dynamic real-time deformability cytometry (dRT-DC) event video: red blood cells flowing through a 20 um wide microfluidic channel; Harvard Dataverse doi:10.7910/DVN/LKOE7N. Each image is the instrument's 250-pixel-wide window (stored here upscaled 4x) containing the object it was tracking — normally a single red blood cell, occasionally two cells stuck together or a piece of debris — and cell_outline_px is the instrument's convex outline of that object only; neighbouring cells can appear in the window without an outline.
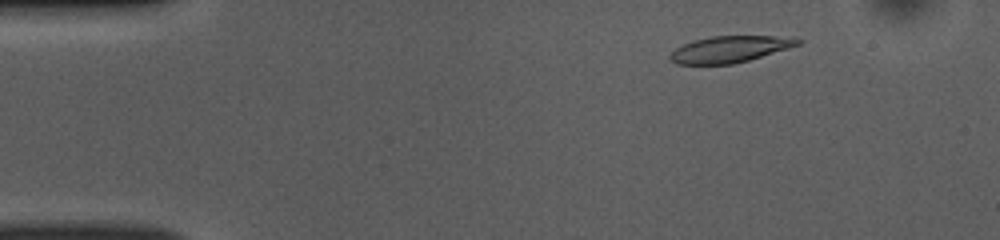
{"species": "common noctule bat (a hibernating species)", "species_latin": "Nyctalus noctula", "temperature_condition": "room temperature", "stored_images_in_passage": 49, "camera_frame_rate_fps": 3000, "um_per_image_px": 0.085, "animal": {"sex": "female", "body_mass_g": 10.0, "forearm_length_mm": 53.1}, "frame": {"image": 1, "passage_image": 5, "time_ms": 1.333, "image_size_px": [1000, 240], "cell_outline_px": [[804, 40], [800, 44], [788, 48], [748, 60], [732, 64], [676, 64], [668, 60], [668, 56], [676, 48], [692, 40], [712, 36], [772, 36]], "centroid_in_image_um": [61.96, 4.19], "position_along_channel_um": 23.0, "area_um2": 19.48}}
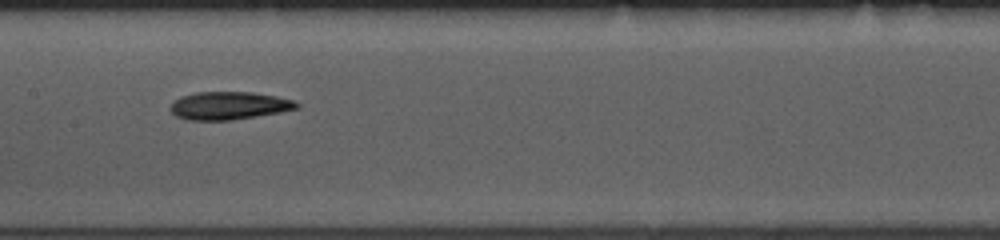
{"frame": {"image": 2, "passage_image": 23, "time_ms": 7.333, "image_size_px": [1000, 240], "cell_outline_px": [[300, 108], [280, 112], [232, 120], [188, 120], [176, 116], [168, 108], [172, 100], [180, 96], [196, 92], [252, 92], [276, 96], [296, 100], [300, 104]], "centroid_in_image_um": [19.45, 8.97], "position_along_channel_um": 188.0, "area_um2": 20.81}}
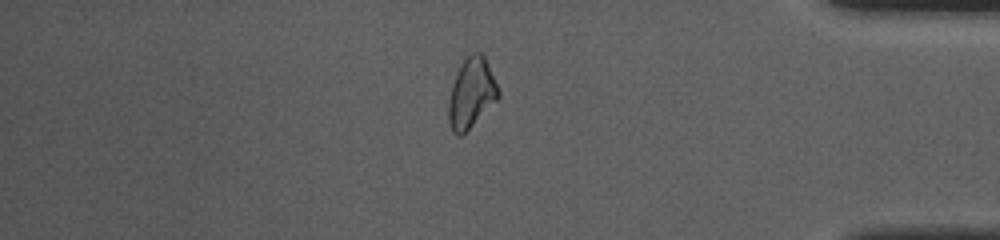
{"frame": {"image": 3, "passage_image": 41, "time_ms": 13.333, "image_size_px": [1000, 240], "cell_outline_px": [[500, 96], [460, 136], [456, 136], [452, 132], [448, 120], [448, 100], [452, 84], [456, 72], [460, 64], [472, 52], [484, 52], [500, 92]], "centroid_in_image_um": [40.05, 7.86], "position_along_channel_um": 395.1, "area_um2": 20.23}, "authors_computed_cell_mechanics": {"area_um2": 20.4034, "velocity_mm_per_s": 3.9406, "shape_relaxation_time_tau1_ms": 3.9669, "shape_relaxation_time_tau2_ms": 3.9773, "deformation_change_tau1": 0.1467, "deformation_change_tau2": 0.1201}}